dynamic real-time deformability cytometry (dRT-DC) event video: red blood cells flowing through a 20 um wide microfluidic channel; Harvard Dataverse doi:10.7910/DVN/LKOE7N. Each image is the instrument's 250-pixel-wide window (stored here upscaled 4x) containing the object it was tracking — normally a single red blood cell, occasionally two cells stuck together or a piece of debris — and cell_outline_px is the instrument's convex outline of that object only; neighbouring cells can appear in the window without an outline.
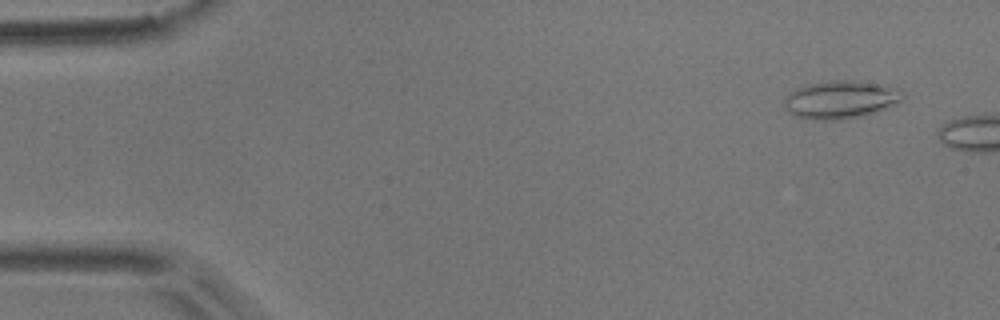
{"species": "common noctule bat (a hibernating species)", "species_latin": "Nyctalus noctula", "temperature_condition": "room temperature", "stored_images_in_passage": 7, "camera_frame_rate_fps": 3000, "um_per_image_px": 0.085, "animal": {"sex": "male", "body_mass_g": 17.9}, "frame": {"image": 1, "passage_image": 4, "time_ms": 1.0, "image_size_px": [1000, 320], "cell_outline_px": [[904, 96], [896, 104], [872, 112], [856, 116], [836, 120], [816, 120], [796, 116], [788, 112], [784, 104], [784, 96], [796, 88], [808, 84], [836, 80], [852, 80], [900, 88], [904, 92]], "centroid_in_image_um": [71.41, 8.45], "position_along_channel_um": 13.6, "area_um2": 25.84}}